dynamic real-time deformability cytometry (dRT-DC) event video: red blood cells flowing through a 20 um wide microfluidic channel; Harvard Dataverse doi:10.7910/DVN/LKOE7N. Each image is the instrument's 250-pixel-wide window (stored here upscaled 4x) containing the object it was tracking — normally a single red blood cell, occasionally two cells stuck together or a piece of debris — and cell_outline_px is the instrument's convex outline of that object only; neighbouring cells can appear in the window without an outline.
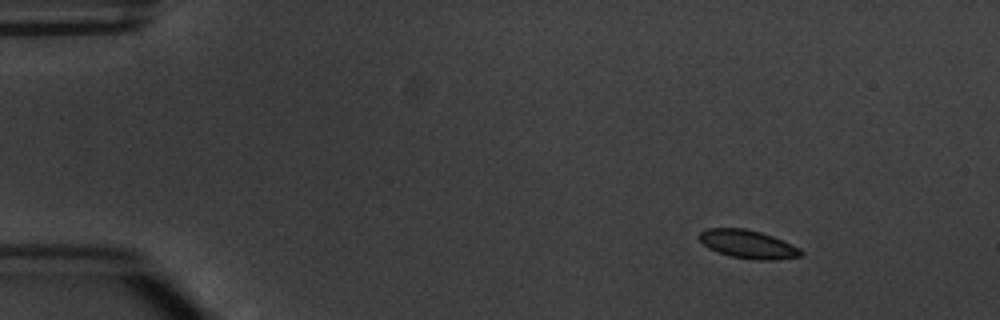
{"species": "common noctule bat (a hibernating species)", "species_latin": "Nyctalus noctula", "temperature_condition": "warm", "stored_images_in_passage": 6, "camera_frame_rate_fps": 3000, "um_per_image_px": 0.085, "animal": {"sex": "male", "body_mass_g": 20.1, "forearm_length_mm": 53.5}, "frame": {"image": 1, "passage_image": 1, "time_ms": 0.0, "image_size_px": [1000, 320], "cell_outline_px": [[804, 256], [772, 260], [756, 260], [732, 256], [708, 248], [696, 236], [700, 232], [708, 228], [744, 228], [760, 232], [772, 236], [792, 244], [800, 248], [804, 252]], "centroid_in_image_um": [63.6, 20.75], "position_along_channel_um": 21.4, "area_um2": 16.76}}
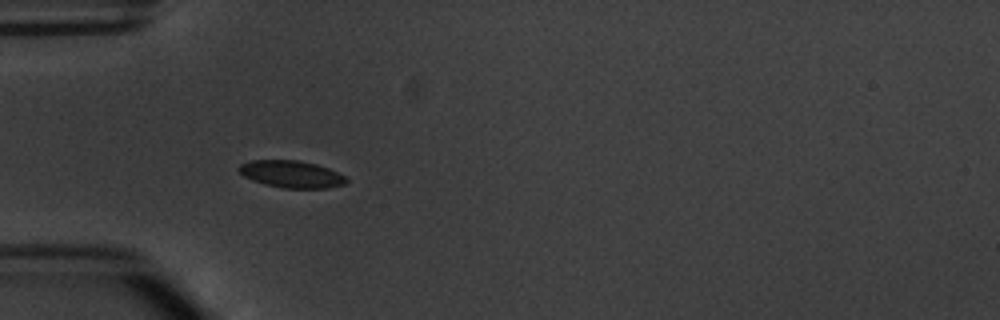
{"frame": {"image": 2, "passage_image": 4, "time_ms": 3.333, "image_size_px": [1000, 320], "cell_outline_px": [[348, 180], [344, 184], [328, 188], [284, 188], [264, 184], [252, 180], [244, 176], [236, 168], [240, 164], [252, 160], [300, 160], [316, 164], [328, 168], [344, 176]], "centroid_in_image_um": [24.74, 14.8], "position_along_channel_um": 60.3, "area_um2": 16.94}}